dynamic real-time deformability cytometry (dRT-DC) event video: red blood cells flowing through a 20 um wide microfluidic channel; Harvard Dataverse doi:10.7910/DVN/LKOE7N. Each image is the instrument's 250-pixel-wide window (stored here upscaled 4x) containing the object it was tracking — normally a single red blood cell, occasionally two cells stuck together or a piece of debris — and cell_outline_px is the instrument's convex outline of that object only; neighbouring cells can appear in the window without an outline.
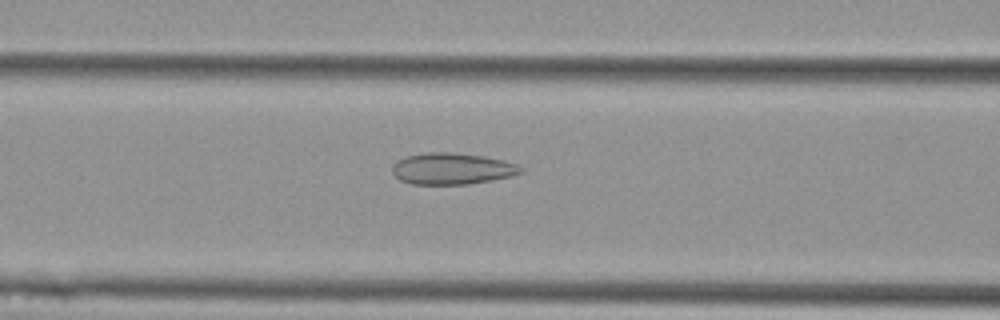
{"species": "Egyptian fruit bat (a non-hibernating species)", "species_latin": "Rousettus aegyptiacus", "temperature_condition": "cold", "stored_images_in_passage": 34, "camera_frame_rate_fps": 3000, "um_per_image_px": 0.085, "animal": {"sex": "female"}, "frame": {"image": 1, "passage_image": 6, "time_ms": 1.667, "image_size_px": [1000, 320], "cell_outline_px": [[524, 172], [512, 176], [492, 180], [468, 184], [412, 184], [400, 180], [392, 172], [392, 164], [396, 160], [408, 156], [428, 152], [452, 152], [484, 156], [504, 160], [516, 164], [524, 168]], "centroid_in_image_um": [38.44, 14.33], "position_along_channel_um": 128.2, "area_um2": 23.7}}
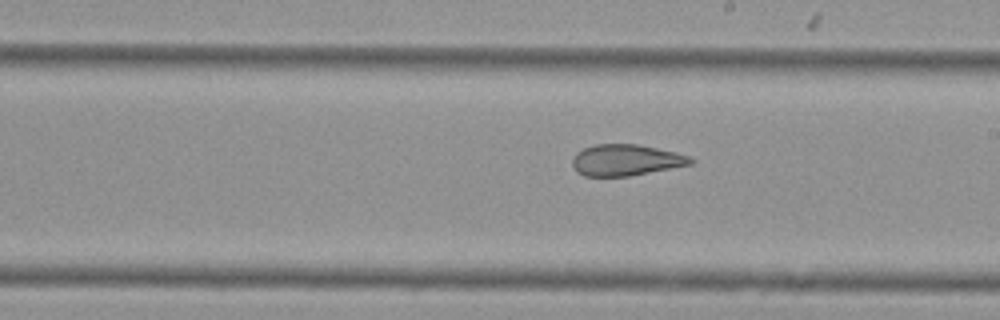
{"frame": {"image": 2, "passage_image": 15, "time_ms": 4.667, "image_size_px": [1000, 320], "cell_outline_px": [[696, 160], [692, 164], [628, 176], [584, 176], [576, 172], [572, 164], [572, 156], [576, 152], [584, 148], [596, 144], [636, 144], [676, 152], [688, 156]], "centroid_in_image_um": [53.16, 13.6], "position_along_channel_um": 235.8, "area_um2": 21.5}}
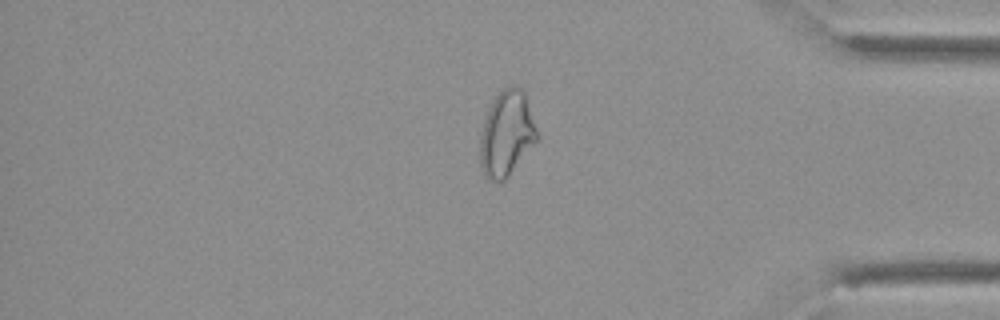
{"frame": {"image": 3, "passage_image": 30, "time_ms": 9.667, "image_size_px": [1000, 320], "cell_outline_px": [[540, 140], [508, 176], [504, 180], [492, 180], [484, 176], [480, 164], [480, 136], [484, 120], [488, 108], [492, 100], [508, 84], [516, 84], [524, 92], [540, 136]], "centroid_in_image_um": [43.09, 11.34], "position_along_channel_um": 392.1, "area_um2": 28.73}, "authors_computed_cell_mechanics": {"area_um2": 22.8888, "velocity_mm_per_s": 3.5971, "shape_relaxation_time_tau1_ms": null, "shape_relaxation_time_tau2_ms": 1.9003, "deformation_change_tau1": null, "deformation_change_tau2": 0.086}}